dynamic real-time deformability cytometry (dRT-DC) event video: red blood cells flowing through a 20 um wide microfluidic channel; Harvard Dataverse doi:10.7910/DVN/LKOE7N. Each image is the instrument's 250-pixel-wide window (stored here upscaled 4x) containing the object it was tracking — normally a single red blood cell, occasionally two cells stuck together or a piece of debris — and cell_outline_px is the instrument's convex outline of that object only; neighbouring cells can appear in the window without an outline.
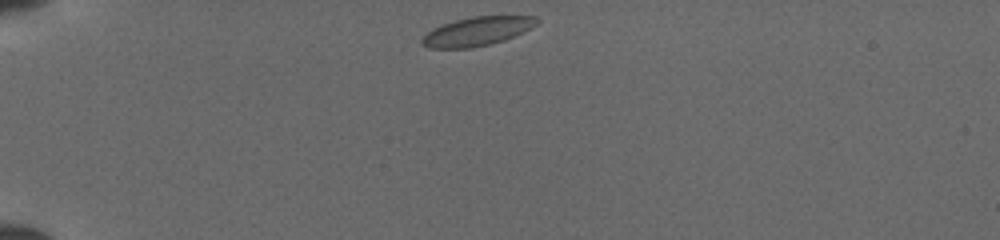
{"species": "common noctule bat (a hibernating species)", "species_latin": "Nyctalus noctula", "temperature_condition": "cold", "stored_images_in_passage": 17, "camera_frame_rate_fps": 3000, "um_per_image_px": 0.085, "animal": {"sex": "female", "body_mass_g": 19.5, "forearm_length_mm": 54.1}, "frame": {"image": 1, "passage_image": 1, "time_ms": 0.0, "image_size_px": [1000, 240], "cell_outline_px": [[540, 20], [536, 24], [504, 40], [488, 44], [468, 48], [428, 48], [420, 44], [420, 40], [432, 28], [456, 20], [472, 16], [536, 16]], "centroid_in_image_um": [40.5, 2.66], "position_along_channel_um": 44.5, "area_um2": 18.96}}
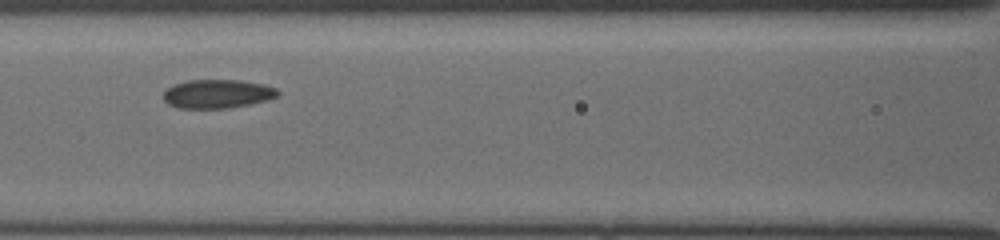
{"frame": {"image": 2, "passage_image": 12, "time_ms": 3.667, "image_size_px": [1000, 240], "cell_outline_px": [[280, 96], [268, 100], [252, 104], [228, 108], [180, 108], [168, 104], [164, 100], [164, 92], [172, 84], [188, 80], [240, 80], [264, 84], [276, 88], [280, 92]], "centroid_in_image_um": [18.52, 7.97], "position_along_channel_um": 148.1, "area_um2": 19.36}}
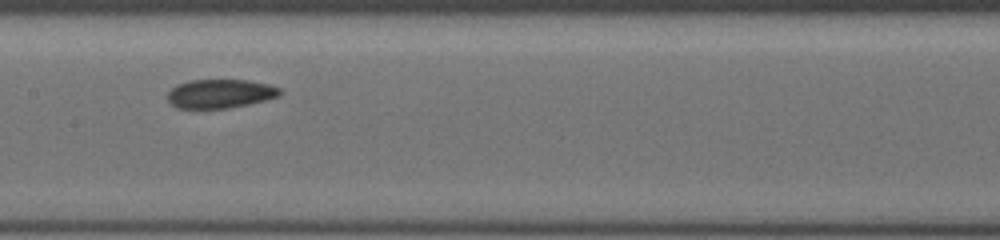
{"frame": {"image": 3, "passage_image": 15, "time_ms": 4.667, "image_size_px": [1000, 240], "cell_outline_px": [[284, 92], [280, 96], [248, 104], [228, 108], [176, 108], [168, 100], [168, 92], [176, 84], [188, 80], [248, 80], [268, 84], [280, 88]], "centroid_in_image_um": [18.73, 7.95], "position_along_channel_um": 188.7, "area_um2": 18.96}}